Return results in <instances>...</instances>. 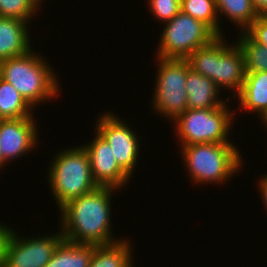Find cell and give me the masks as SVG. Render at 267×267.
<instances>
[{"instance_id": "6da1fadb", "label": "cell", "mask_w": 267, "mask_h": 267, "mask_svg": "<svg viewBox=\"0 0 267 267\" xmlns=\"http://www.w3.org/2000/svg\"><path fill=\"white\" fill-rule=\"evenodd\" d=\"M115 192L118 189L99 186L88 194L70 200L58 210L64 240L99 246L122 239L113 236L111 227V204Z\"/></svg>"}, {"instance_id": "7a4b0ae2", "label": "cell", "mask_w": 267, "mask_h": 267, "mask_svg": "<svg viewBox=\"0 0 267 267\" xmlns=\"http://www.w3.org/2000/svg\"><path fill=\"white\" fill-rule=\"evenodd\" d=\"M38 53L32 49L24 55L0 62V77L12 84L34 110L40 103L46 104V100L47 103L53 98L55 100L61 92V80L52 64Z\"/></svg>"}, {"instance_id": "3957f363", "label": "cell", "mask_w": 267, "mask_h": 267, "mask_svg": "<svg viewBox=\"0 0 267 267\" xmlns=\"http://www.w3.org/2000/svg\"><path fill=\"white\" fill-rule=\"evenodd\" d=\"M179 148L192 184H225L239 175L244 166L239 147L231 142L197 143Z\"/></svg>"}, {"instance_id": "277c9868", "label": "cell", "mask_w": 267, "mask_h": 267, "mask_svg": "<svg viewBox=\"0 0 267 267\" xmlns=\"http://www.w3.org/2000/svg\"><path fill=\"white\" fill-rule=\"evenodd\" d=\"M187 60L190 68L210 78L222 91H234V98L240 93L246 73L243 51L236 42L228 44L226 36H217Z\"/></svg>"}, {"instance_id": "5b68a950", "label": "cell", "mask_w": 267, "mask_h": 267, "mask_svg": "<svg viewBox=\"0 0 267 267\" xmlns=\"http://www.w3.org/2000/svg\"><path fill=\"white\" fill-rule=\"evenodd\" d=\"M52 158L46 174L59 210L70 200L99 187L93 179L89 156L82 145L61 149Z\"/></svg>"}, {"instance_id": "8992f818", "label": "cell", "mask_w": 267, "mask_h": 267, "mask_svg": "<svg viewBox=\"0 0 267 267\" xmlns=\"http://www.w3.org/2000/svg\"><path fill=\"white\" fill-rule=\"evenodd\" d=\"M229 100L219 108L187 109L173 122V132L180 146L197 143H223L229 141L233 121L237 116L231 112ZM228 103V104H227ZM230 108V109H229Z\"/></svg>"}, {"instance_id": "52a82bcc", "label": "cell", "mask_w": 267, "mask_h": 267, "mask_svg": "<svg viewBox=\"0 0 267 267\" xmlns=\"http://www.w3.org/2000/svg\"><path fill=\"white\" fill-rule=\"evenodd\" d=\"M157 68L152 110L170 123L187 109L186 74L190 68L187 59L156 57ZM158 112V113H157Z\"/></svg>"}, {"instance_id": "ba28073f", "label": "cell", "mask_w": 267, "mask_h": 267, "mask_svg": "<svg viewBox=\"0 0 267 267\" xmlns=\"http://www.w3.org/2000/svg\"><path fill=\"white\" fill-rule=\"evenodd\" d=\"M163 25L155 57L187 59L217 37L206 24L182 11Z\"/></svg>"}, {"instance_id": "9c48e42d", "label": "cell", "mask_w": 267, "mask_h": 267, "mask_svg": "<svg viewBox=\"0 0 267 267\" xmlns=\"http://www.w3.org/2000/svg\"><path fill=\"white\" fill-rule=\"evenodd\" d=\"M99 116L96 124L93 125L95 126L94 131L108 142L117 164L132 178L140 158L139 148L142 145H140L139 140L141 137L138 133L136 134V130L132 129L133 126L124 121L123 118L120 119L114 115L112 111L104 112Z\"/></svg>"}, {"instance_id": "30bf717a", "label": "cell", "mask_w": 267, "mask_h": 267, "mask_svg": "<svg viewBox=\"0 0 267 267\" xmlns=\"http://www.w3.org/2000/svg\"><path fill=\"white\" fill-rule=\"evenodd\" d=\"M38 236L26 235L22 238L13 229L5 248L3 267H45L64 239L62 231Z\"/></svg>"}, {"instance_id": "8fae6325", "label": "cell", "mask_w": 267, "mask_h": 267, "mask_svg": "<svg viewBox=\"0 0 267 267\" xmlns=\"http://www.w3.org/2000/svg\"><path fill=\"white\" fill-rule=\"evenodd\" d=\"M36 118L34 115L20 119L0 120V154L5 166L25 154L27 156L38 145L39 132Z\"/></svg>"}, {"instance_id": "7c38bea8", "label": "cell", "mask_w": 267, "mask_h": 267, "mask_svg": "<svg viewBox=\"0 0 267 267\" xmlns=\"http://www.w3.org/2000/svg\"><path fill=\"white\" fill-rule=\"evenodd\" d=\"M93 135L91 141L82 144L89 156L93 179L100 187H113L122 191L129 185L130 177L117 164L108 142L96 131Z\"/></svg>"}, {"instance_id": "4fadbf2b", "label": "cell", "mask_w": 267, "mask_h": 267, "mask_svg": "<svg viewBox=\"0 0 267 267\" xmlns=\"http://www.w3.org/2000/svg\"><path fill=\"white\" fill-rule=\"evenodd\" d=\"M30 26L29 22L23 20L0 17V62L24 55L33 49Z\"/></svg>"}, {"instance_id": "5bb4252c", "label": "cell", "mask_w": 267, "mask_h": 267, "mask_svg": "<svg viewBox=\"0 0 267 267\" xmlns=\"http://www.w3.org/2000/svg\"><path fill=\"white\" fill-rule=\"evenodd\" d=\"M186 93L188 109L219 108L225 104L230 97L222 99L219 87L210 79L192 68L186 74Z\"/></svg>"}, {"instance_id": "9a60e30c", "label": "cell", "mask_w": 267, "mask_h": 267, "mask_svg": "<svg viewBox=\"0 0 267 267\" xmlns=\"http://www.w3.org/2000/svg\"><path fill=\"white\" fill-rule=\"evenodd\" d=\"M235 98L239 110L254 112L261 120L267 114V72L246 73L241 91Z\"/></svg>"}, {"instance_id": "2e32d148", "label": "cell", "mask_w": 267, "mask_h": 267, "mask_svg": "<svg viewBox=\"0 0 267 267\" xmlns=\"http://www.w3.org/2000/svg\"><path fill=\"white\" fill-rule=\"evenodd\" d=\"M132 247L133 243L127 237L110 244L94 246L89 267H136L133 264Z\"/></svg>"}, {"instance_id": "e0dca14e", "label": "cell", "mask_w": 267, "mask_h": 267, "mask_svg": "<svg viewBox=\"0 0 267 267\" xmlns=\"http://www.w3.org/2000/svg\"><path fill=\"white\" fill-rule=\"evenodd\" d=\"M93 251L94 245L77 244L63 239L45 267H89Z\"/></svg>"}, {"instance_id": "ac0fdd59", "label": "cell", "mask_w": 267, "mask_h": 267, "mask_svg": "<svg viewBox=\"0 0 267 267\" xmlns=\"http://www.w3.org/2000/svg\"><path fill=\"white\" fill-rule=\"evenodd\" d=\"M218 18L230 20L239 32L245 31L259 16L251 0H216Z\"/></svg>"}, {"instance_id": "d6986e66", "label": "cell", "mask_w": 267, "mask_h": 267, "mask_svg": "<svg viewBox=\"0 0 267 267\" xmlns=\"http://www.w3.org/2000/svg\"><path fill=\"white\" fill-rule=\"evenodd\" d=\"M33 112L16 88L0 77V120L32 117Z\"/></svg>"}, {"instance_id": "ffe728a7", "label": "cell", "mask_w": 267, "mask_h": 267, "mask_svg": "<svg viewBox=\"0 0 267 267\" xmlns=\"http://www.w3.org/2000/svg\"><path fill=\"white\" fill-rule=\"evenodd\" d=\"M181 11L206 24L217 36L225 35L219 21L216 0H182Z\"/></svg>"}, {"instance_id": "44dd1931", "label": "cell", "mask_w": 267, "mask_h": 267, "mask_svg": "<svg viewBox=\"0 0 267 267\" xmlns=\"http://www.w3.org/2000/svg\"><path fill=\"white\" fill-rule=\"evenodd\" d=\"M237 33L236 43L243 51L245 73L267 72V48L256 43L245 31Z\"/></svg>"}, {"instance_id": "7402d4cb", "label": "cell", "mask_w": 267, "mask_h": 267, "mask_svg": "<svg viewBox=\"0 0 267 267\" xmlns=\"http://www.w3.org/2000/svg\"><path fill=\"white\" fill-rule=\"evenodd\" d=\"M40 6L34 0H0V17L29 22L37 16Z\"/></svg>"}, {"instance_id": "603a6c76", "label": "cell", "mask_w": 267, "mask_h": 267, "mask_svg": "<svg viewBox=\"0 0 267 267\" xmlns=\"http://www.w3.org/2000/svg\"><path fill=\"white\" fill-rule=\"evenodd\" d=\"M147 4L148 11L160 24L170 21L181 11L179 0H147Z\"/></svg>"}, {"instance_id": "cb8c5ba5", "label": "cell", "mask_w": 267, "mask_h": 267, "mask_svg": "<svg viewBox=\"0 0 267 267\" xmlns=\"http://www.w3.org/2000/svg\"><path fill=\"white\" fill-rule=\"evenodd\" d=\"M245 32L256 43L267 48V15H259Z\"/></svg>"}, {"instance_id": "d4e9b609", "label": "cell", "mask_w": 267, "mask_h": 267, "mask_svg": "<svg viewBox=\"0 0 267 267\" xmlns=\"http://www.w3.org/2000/svg\"><path fill=\"white\" fill-rule=\"evenodd\" d=\"M4 222H0V267H3L5 248L7 245L8 238L13 230L11 226H7Z\"/></svg>"}, {"instance_id": "484cf974", "label": "cell", "mask_w": 267, "mask_h": 267, "mask_svg": "<svg viewBox=\"0 0 267 267\" xmlns=\"http://www.w3.org/2000/svg\"><path fill=\"white\" fill-rule=\"evenodd\" d=\"M258 192L261 195V201L266 208L267 211V175L264 173V175L259 179L257 186Z\"/></svg>"}, {"instance_id": "4316f807", "label": "cell", "mask_w": 267, "mask_h": 267, "mask_svg": "<svg viewBox=\"0 0 267 267\" xmlns=\"http://www.w3.org/2000/svg\"><path fill=\"white\" fill-rule=\"evenodd\" d=\"M258 15H267V0H251Z\"/></svg>"}, {"instance_id": "83f0119b", "label": "cell", "mask_w": 267, "mask_h": 267, "mask_svg": "<svg viewBox=\"0 0 267 267\" xmlns=\"http://www.w3.org/2000/svg\"><path fill=\"white\" fill-rule=\"evenodd\" d=\"M262 125H264L265 128H267V114L261 119Z\"/></svg>"}, {"instance_id": "f1b7e54d", "label": "cell", "mask_w": 267, "mask_h": 267, "mask_svg": "<svg viewBox=\"0 0 267 267\" xmlns=\"http://www.w3.org/2000/svg\"><path fill=\"white\" fill-rule=\"evenodd\" d=\"M40 7H42V3H45V0H34Z\"/></svg>"}, {"instance_id": "f546056e", "label": "cell", "mask_w": 267, "mask_h": 267, "mask_svg": "<svg viewBox=\"0 0 267 267\" xmlns=\"http://www.w3.org/2000/svg\"><path fill=\"white\" fill-rule=\"evenodd\" d=\"M4 164L2 162V157H1V154H0V171H2L1 169L4 168Z\"/></svg>"}]
</instances>
